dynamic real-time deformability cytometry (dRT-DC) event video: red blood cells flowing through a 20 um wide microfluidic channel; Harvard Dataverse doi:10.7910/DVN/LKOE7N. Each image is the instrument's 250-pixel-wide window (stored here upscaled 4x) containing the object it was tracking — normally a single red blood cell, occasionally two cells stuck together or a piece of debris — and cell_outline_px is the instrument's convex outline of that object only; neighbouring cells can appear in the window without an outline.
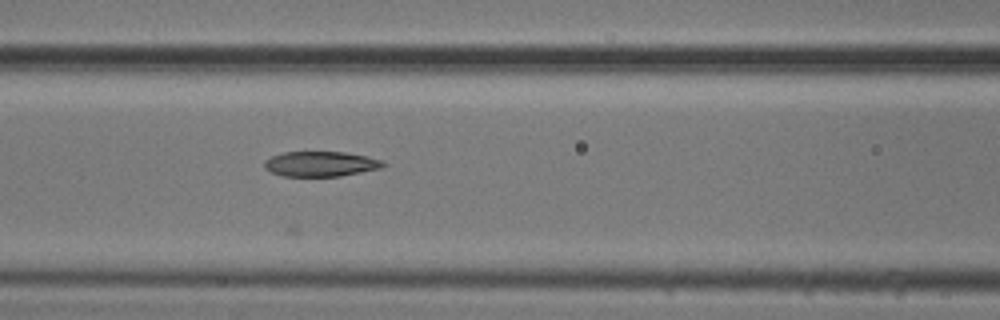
{"species": "common noctule bat (a hibernating species)", "species_latin": "Nyctalus noctula", "temperature_condition": "cold", "stored_images_in_passage": 17, "camera_frame_rate_fps": 3000, "um_per_image_px": 0.085, "animal": {"sex": "male", "body_mass_g": 20.5, "forearm_length_mm": 52.5}, "frame": {"image": 1, "passage_image": 12, "time_ms": 3.667, "image_size_px": [1000, 320], "cell_outline_px": [[388, 164], [380, 168], [340, 176], [280, 176], [264, 168], [264, 160], [272, 156], [284, 152], [344, 152], [384, 160]], "centroid_in_image_um": [27.25, 13.93], "position_along_channel_um": 139.4, "area_um2": 17.34}}
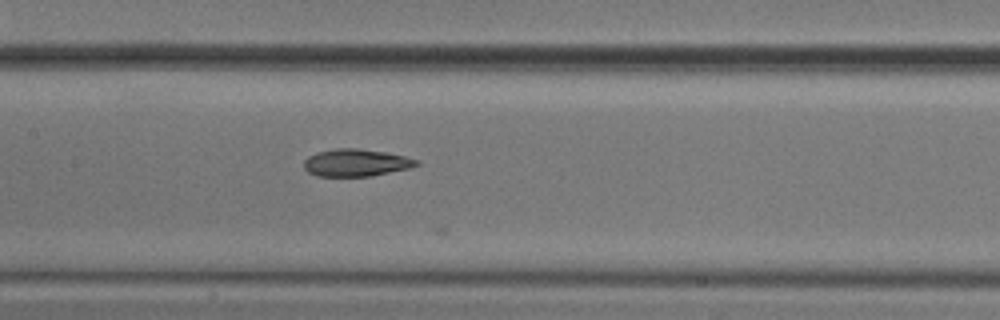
{"frame": {"image": 2, "passage_image": 15, "time_ms": 4.667, "image_size_px": [1000, 320], "cell_outline_px": [[420, 164], [408, 168], [372, 176], [316, 176], [308, 172], [304, 168], [304, 160], [308, 156], [316, 152], [336, 148], [356, 148], [384, 152], [404, 156], [420, 160]], "centroid_in_image_um": [30.24, 13.83], "position_along_channel_um": 177.2, "area_um2": 17.92}}